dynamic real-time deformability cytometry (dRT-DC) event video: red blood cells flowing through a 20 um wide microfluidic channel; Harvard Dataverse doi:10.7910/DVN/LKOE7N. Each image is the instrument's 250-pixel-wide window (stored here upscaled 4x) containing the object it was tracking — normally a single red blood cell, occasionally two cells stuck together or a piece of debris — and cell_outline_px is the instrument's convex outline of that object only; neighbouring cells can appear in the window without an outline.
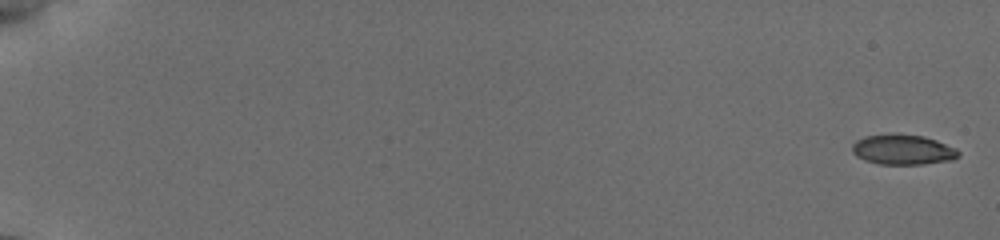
{"species": "common noctule bat (a hibernating species)", "species_latin": "Nyctalus noctula", "temperature_condition": "cold", "stored_images_in_passage": 38, "camera_frame_rate_fps": 3000, "um_per_image_px": 0.085, "animal": {"sex": "female", "body_mass_g": 19.5, "forearm_length_mm": 54.1}, "frame": {"image": 1, "passage_image": 1, "time_ms": 0.0, "image_size_px": [1000, 240], "cell_outline_px": [[960, 156], [952, 160], [924, 164], [880, 164], [864, 160], [856, 156], [852, 152], [852, 144], [856, 140], [864, 136], [888, 132], [896, 132], [924, 136], [936, 140], [956, 148], [960, 152]], "centroid_in_image_um": [76.72, 12.69], "position_along_channel_um": 8.3, "area_um2": 19.19}}
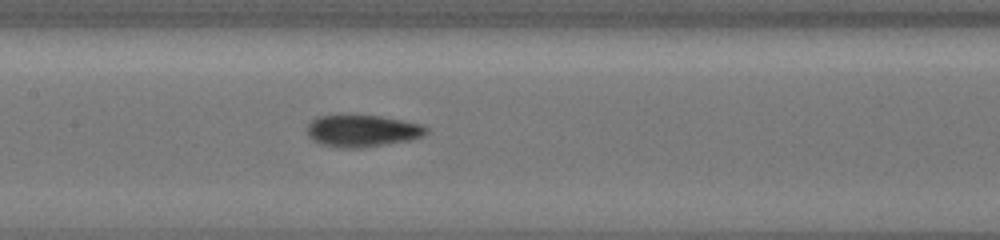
{"frame": {"image": 2, "passage_image": 19, "time_ms": 9.667, "image_size_px": [1000, 240], "cell_outline_px": [[428, 132], [424, 136], [412, 140], [388, 144], [360, 148], [336, 148], [320, 144], [312, 140], [308, 136], [308, 124], [312, 120], [320, 116], [380, 116], [404, 120], [424, 124], [428, 128]], "centroid_in_image_um": [30.85, 11.14], "position_along_channel_um": 176.5, "area_um2": 22.37}}
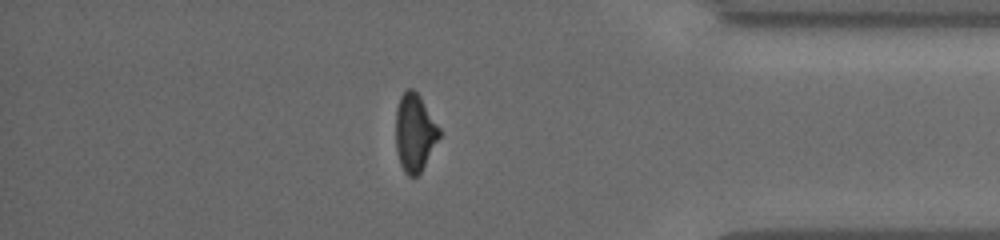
{"frame": {"image": 3, "passage_image": 33, "time_ms": 16.0, "image_size_px": [1000, 240], "cell_outline_px": [[440, 136], [420, 172], [416, 176], [408, 176], [404, 172], [400, 164], [396, 152], [396, 108], [400, 96], [408, 88], [412, 88], [420, 96], [440, 128]], "centroid_in_image_um": [35.23, 11.26], "position_along_channel_um": 400.0, "area_um2": 19.59}}